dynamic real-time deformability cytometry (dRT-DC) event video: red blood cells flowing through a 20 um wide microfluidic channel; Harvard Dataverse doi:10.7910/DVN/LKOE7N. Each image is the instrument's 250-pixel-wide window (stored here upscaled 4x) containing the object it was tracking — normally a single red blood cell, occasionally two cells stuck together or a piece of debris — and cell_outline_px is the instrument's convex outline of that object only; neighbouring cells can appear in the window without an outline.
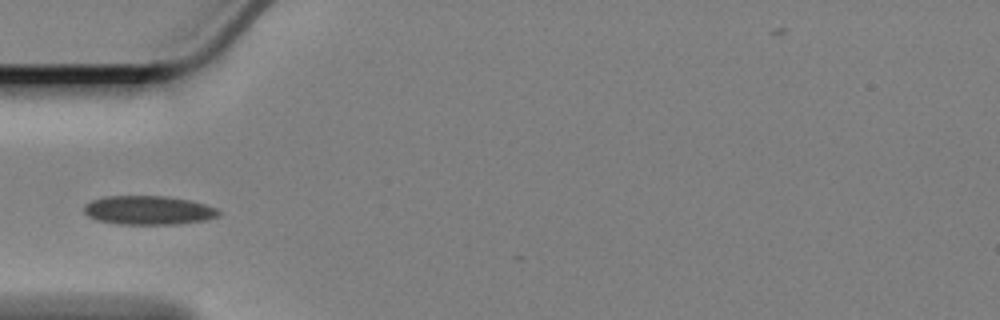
{"species": "Egyptian fruit bat (a non-hibernating species)", "species_latin": "Rousettus aegyptiacus", "temperature_condition": "cold", "stored_images_in_passage": 39, "camera_frame_rate_fps": 3000, "um_per_image_px": 0.085, "animal": {"sex": "female"}, "frame": {"image": 1, "passage_image": 1, "time_ms": 0.0, "image_size_px": [1000, 320], "cell_outline_px": [[220, 216], [204, 220], [180, 224], [116, 224], [96, 220], [88, 216], [84, 212], [84, 204], [92, 200], [104, 196], [164, 196], [188, 200], [204, 204], [216, 208], [220, 212]], "centroid_in_image_um": [12.59, 17.87], "position_along_channel_um": 72.4, "area_um2": 22.72}}
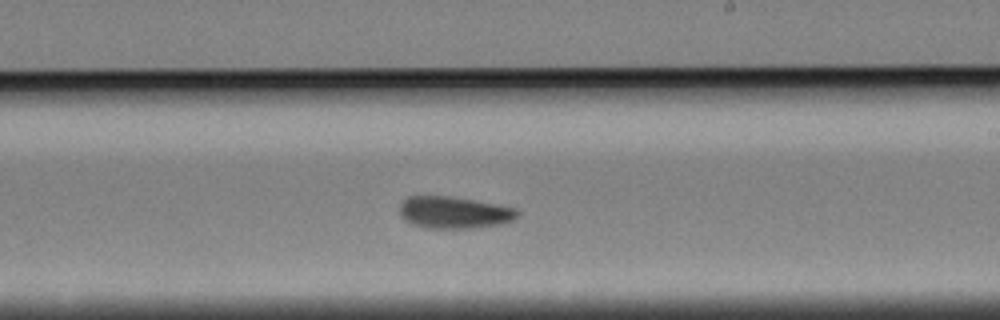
{"frame": {"image": 2, "passage_image": 17, "time_ms": 5.333, "image_size_px": [1000, 320], "cell_outline_px": [[520, 212], [512, 220], [504, 224], [468, 228], [428, 228], [412, 224], [404, 220], [400, 216], [400, 204], [408, 196], [448, 196], [472, 200], [516, 208]], "centroid_in_image_um": [38.57, 18.07], "position_along_channel_um": 250.4, "area_um2": 21.79}}
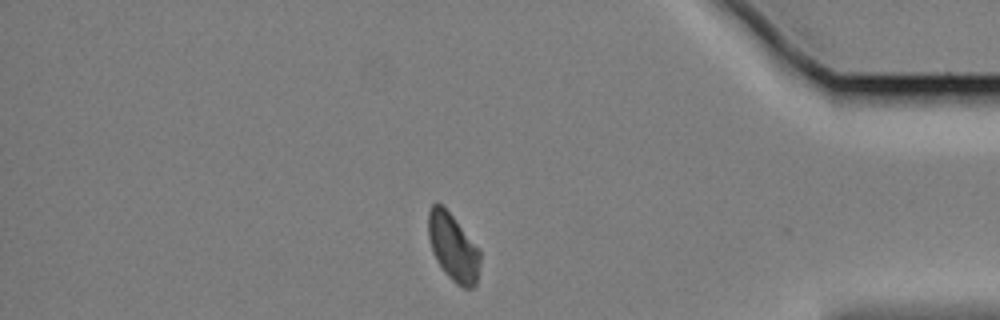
{"frame": {"image": 3, "passage_image": 33, "time_ms": 10.667, "image_size_px": [1000, 320], "cell_outline_px": [[480, 260], [476, 284], [472, 288], [464, 288], [456, 284], [444, 272], [436, 260], [432, 252], [428, 236], [428, 212], [432, 204], [440, 204], [452, 216], [480, 252]], "centroid_in_image_um": [38.48, 21.06], "position_along_channel_um": 396.7, "area_um2": 19.88}}